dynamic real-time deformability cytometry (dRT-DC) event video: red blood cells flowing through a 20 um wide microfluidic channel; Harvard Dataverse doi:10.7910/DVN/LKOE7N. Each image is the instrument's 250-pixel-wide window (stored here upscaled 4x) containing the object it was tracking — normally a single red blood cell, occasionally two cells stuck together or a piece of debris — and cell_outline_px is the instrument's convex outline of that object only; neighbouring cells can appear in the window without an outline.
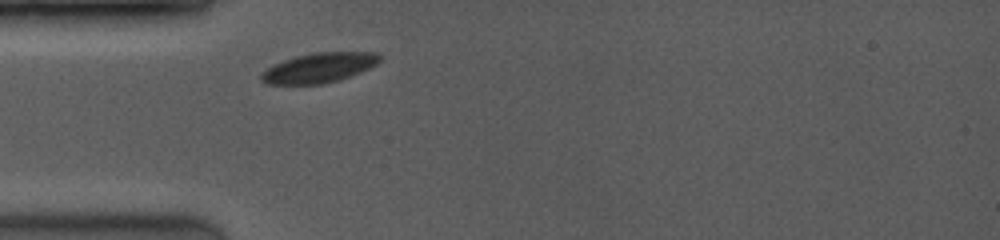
{"species": "common noctule bat (a hibernating species)", "species_latin": "Nyctalus noctula", "temperature_condition": "room temperature", "stored_images_in_passage": 1, "camera_frame_rate_fps": 3500, "um_per_image_px": 0.085, "animal": {"sex": "female", "body_mass_g": 19.0, "forearm_length_mm": 53.3}, "frame": {"image": 1, "passage_image": 1, "time_ms": 0.0, "image_size_px": [1000, 240], "cell_outline_px": [[380, 60], [376, 64], [360, 72], [336, 80], [320, 84], [268, 84], [260, 80], [260, 76], [272, 64], [296, 56], [312, 52], [376, 52], [380, 56]], "centroid_in_image_um": [27.09, 5.75], "position_along_channel_um": 57.9, "area_um2": 20.29}}